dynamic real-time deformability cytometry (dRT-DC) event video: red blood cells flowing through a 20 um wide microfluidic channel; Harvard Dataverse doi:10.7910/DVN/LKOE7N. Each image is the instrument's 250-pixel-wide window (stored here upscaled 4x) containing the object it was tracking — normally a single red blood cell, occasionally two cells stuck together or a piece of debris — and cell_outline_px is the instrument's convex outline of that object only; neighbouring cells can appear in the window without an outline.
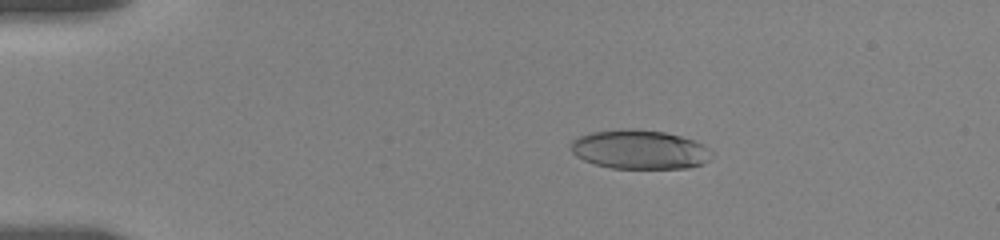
{"species": "human", "species_latin": "Homo sapiens", "temperature_condition": "room temperature", "stored_images_in_passage": 47, "camera_frame_rate_fps": 3000, "um_per_image_px": 0.085, "donor": {"sex": "female"}, "frame": {"image": 1, "passage_image": 11, "time_ms": 2.667, "image_size_px": [1000, 240], "cell_outline_px": [[712, 152], [708, 160], [704, 164], [688, 168], [612, 168], [596, 164], [584, 160], [576, 156], [572, 152], [572, 140], [576, 136], [588, 132], [620, 128], [632, 128], [664, 132], [696, 140], [704, 144]], "centroid_in_image_um": [54.36, 12.69], "position_along_channel_um": 30.6, "area_um2": 32.43}}
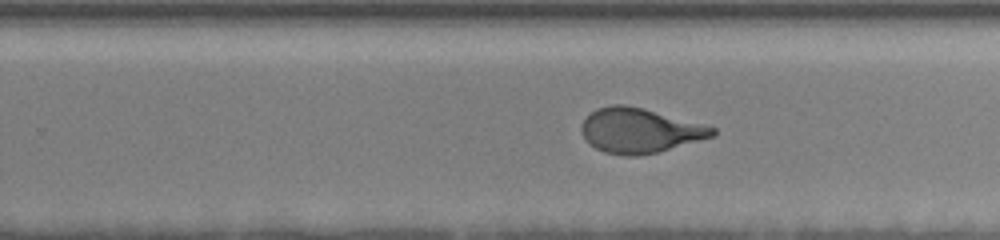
{"frame": {"image": 2, "passage_image": 31, "time_ms": 11.333, "image_size_px": [1000, 240], "cell_outline_px": [[716, 136], [656, 152], [636, 156], [624, 156], [604, 152], [588, 144], [580, 128], [584, 120], [596, 108], [612, 104], [624, 104], [644, 108], [716, 128]], "centroid_in_image_um": [54.35, 11.09], "position_along_channel_um": 275.4, "area_um2": 33.99}}
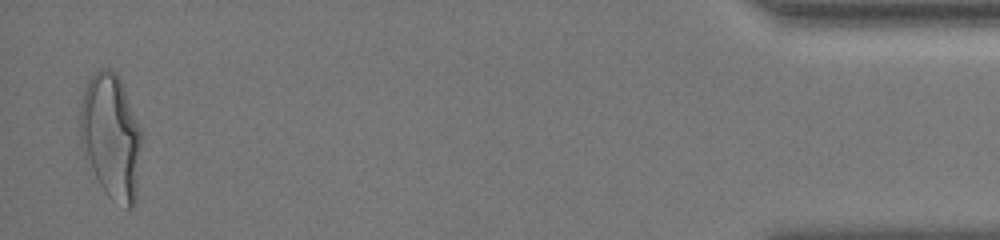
{"frame": {"image": 3, "passage_image": 47, "time_ms": 17.667, "image_size_px": [1000, 240], "cell_outline_px": [[144, 140], [136, 200], [128, 208], [112, 200], [108, 196], [100, 184], [92, 168], [80, 140], [80, 104], [84, 88], [88, 80], [96, 72], [104, 68], [112, 72], [120, 80], [124, 88], [140, 128]], "centroid_in_image_um": [9.48, 11.62], "position_along_channel_um": 425.7, "area_um2": 44.56}, "authors_computed_cell_mechanics": {"area_um2": 34.102, "velocity_mm_per_s": 3.5518, "shape_relaxation_time_tau1_ms": 5.7187, "shape_relaxation_time_tau2_ms": 0.7813, "deformation_change_tau1": 0.2341, "deformation_change_tau2": 0.0736}}